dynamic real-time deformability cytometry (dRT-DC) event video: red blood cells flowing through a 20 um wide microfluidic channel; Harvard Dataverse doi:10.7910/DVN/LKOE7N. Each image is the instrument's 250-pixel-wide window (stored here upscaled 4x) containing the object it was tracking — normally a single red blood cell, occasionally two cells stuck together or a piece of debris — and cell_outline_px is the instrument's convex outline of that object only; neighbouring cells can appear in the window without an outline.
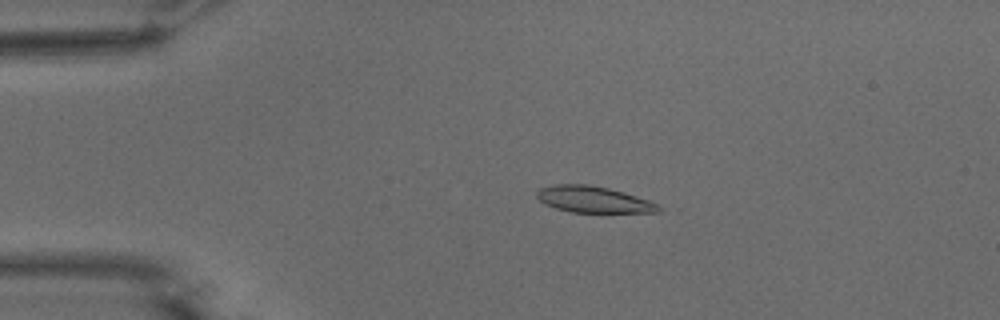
{"species": "common noctule bat (a hibernating species)", "species_latin": "Nyctalus noctula", "temperature_condition": "warm", "stored_images_in_passage": 48, "camera_frame_rate_fps": 3000, "um_per_image_px": 0.085, "animal": {"sex": "male", "body_mass_g": 15.6}, "frame": {"image": 1, "passage_image": 5, "time_ms": 1.333, "image_size_px": [1000, 320], "cell_outline_px": [[664, 208], [660, 212], [572, 212], [556, 208], [544, 204], [536, 196], [536, 192], [540, 188], [556, 184], [588, 184], [608, 188], [648, 200]], "centroid_in_image_um": [50.42, 16.95], "position_along_channel_um": 34.6, "area_um2": 18.5}}
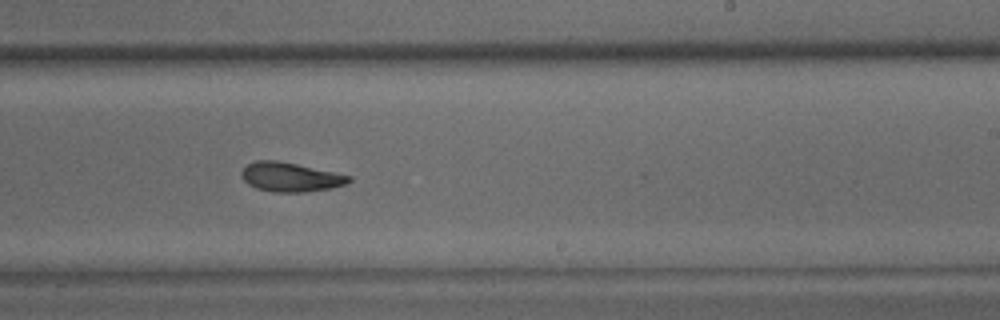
{"frame": {"image": 2, "passage_image": 27, "time_ms": 8.667, "image_size_px": [1000, 320], "cell_outline_px": [[352, 180], [348, 184], [332, 188], [304, 192], [272, 192], [256, 188], [248, 184], [240, 176], [240, 172], [248, 164], [256, 160], [276, 160], [296, 164], [352, 176]], "centroid_in_image_um": [24.69, 15.06], "position_along_channel_um": 264.3, "area_um2": 18.32}}
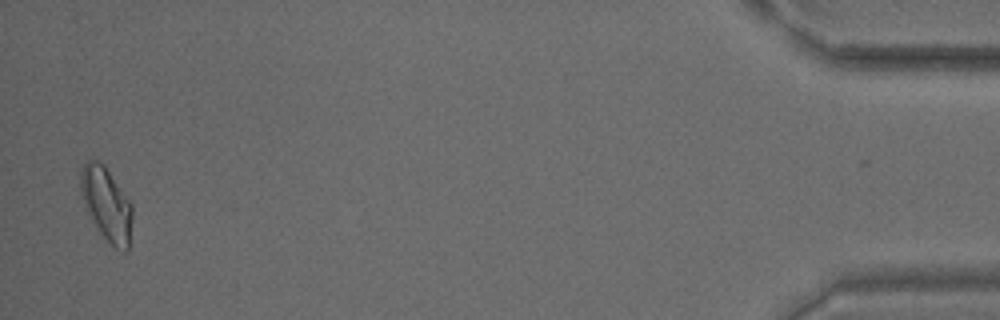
{"frame": {"image": 3, "passage_image": 47, "time_ms": 15.333, "image_size_px": [1000, 320], "cell_outline_px": [[132, 216], [128, 248], [124, 252], [116, 248], [100, 232], [88, 212], [84, 204], [80, 192], [80, 168], [88, 160], [100, 160], [104, 164], [132, 204]], "centroid_in_image_um": [9.04, 17.29], "position_along_channel_um": 426.2, "area_um2": 21.85}, "authors_computed_cell_mechanics": {"area_um2": 18.8717, "velocity_mm_per_s": 3.7119, "shape_relaxation_time_tau1_ms": 10.4381, "shape_relaxation_time_tau2_ms": 3.8468, "deformation_change_tau1": 0.2511, "deformation_change_tau2": 0.1001}}